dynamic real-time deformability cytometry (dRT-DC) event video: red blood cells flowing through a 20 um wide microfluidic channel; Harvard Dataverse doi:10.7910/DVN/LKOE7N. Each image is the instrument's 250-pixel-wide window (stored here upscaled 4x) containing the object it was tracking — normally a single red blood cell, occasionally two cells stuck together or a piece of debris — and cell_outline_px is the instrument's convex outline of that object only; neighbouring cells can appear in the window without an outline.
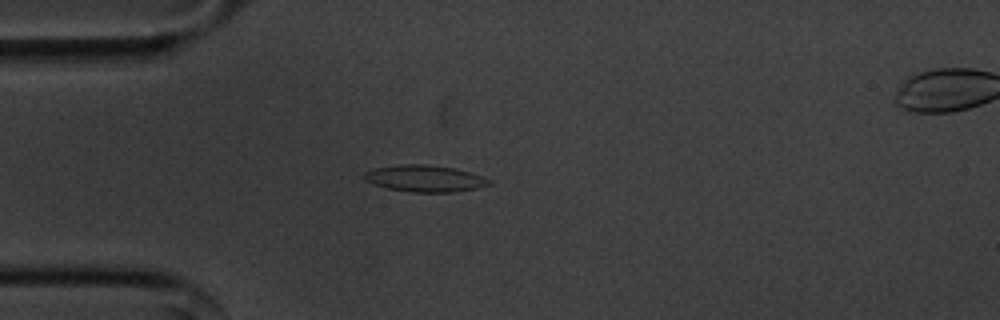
{"species": "common noctule bat (a hibernating species)", "species_latin": "Nyctalus noctula", "temperature_condition": "cold", "stored_images_in_passage": 49, "camera_frame_rate_fps": 3000, "um_per_image_px": 0.085, "animal": {"sex": "male", "body_mass_g": 20.1, "forearm_length_mm": 53.5}, "frame": {"image": 1, "passage_image": 9, "time_ms": 2.667, "image_size_px": [1000, 320], "cell_outline_px": [[492, 184], [476, 188], [452, 192], [412, 192], [388, 188], [372, 184], [364, 180], [364, 172], [376, 168], [400, 164], [424, 164], [456, 168], [484, 176], [492, 180]], "centroid_in_image_um": [36.13, 15.17], "position_along_channel_um": 48.9, "area_um2": 19.48}}
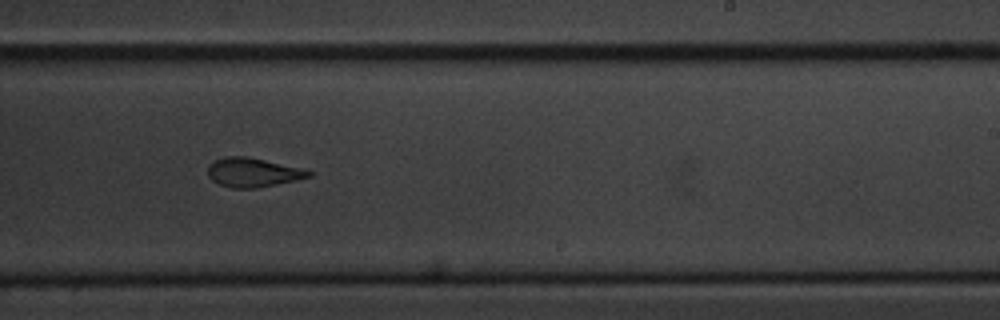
{"frame": {"image": 2, "passage_image": 28, "time_ms": 9.0, "image_size_px": [1000, 320], "cell_outline_px": [[312, 176], [296, 180], [256, 188], [232, 188], [220, 184], [212, 180], [208, 176], [208, 164], [212, 160], [224, 156], [248, 156], [304, 168], [312, 172]], "centroid_in_image_um": [21.48, 14.63], "position_along_channel_um": 267.5, "area_um2": 17.34}}
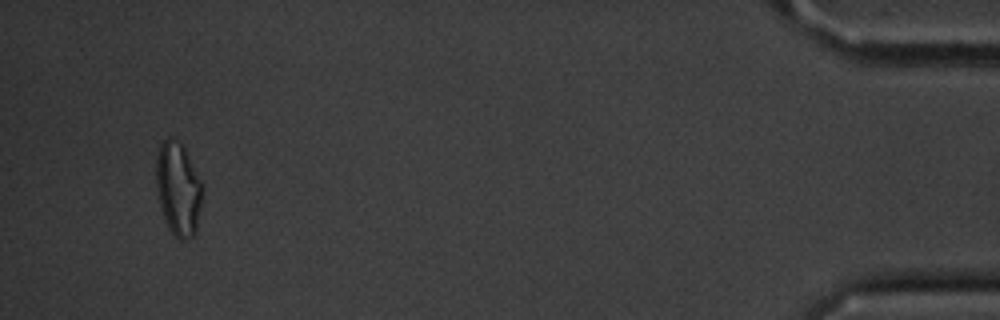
{"frame": {"image": 3, "passage_image": 47, "time_ms": 15.333, "image_size_px": [1000, 320], "cell_outline_px": [[200, 208], [196, 232], [192, 236], [184, 240], [180, 240], [168, 228], [160, 208], [156, 188], [156, 156], [160, 144], [168, 136], [180, 140], [200, 180]], "centroid_in_image_um": [15.1, 16.03], "position_along_channel_um": 420.1, "area_um2": 24.91}, "authors_computed_cell_mechanics": {"area_um2": 18.0336, "velocity_mm_per_s": 3.6142, "shape_relaxation_time_tau1_ms": 4.16, "shape_relaxation_time_tau2_ms": 2.8473, "deformation_change_tau1": 0.1507, "deformation_change_tau2": 0.0899}}